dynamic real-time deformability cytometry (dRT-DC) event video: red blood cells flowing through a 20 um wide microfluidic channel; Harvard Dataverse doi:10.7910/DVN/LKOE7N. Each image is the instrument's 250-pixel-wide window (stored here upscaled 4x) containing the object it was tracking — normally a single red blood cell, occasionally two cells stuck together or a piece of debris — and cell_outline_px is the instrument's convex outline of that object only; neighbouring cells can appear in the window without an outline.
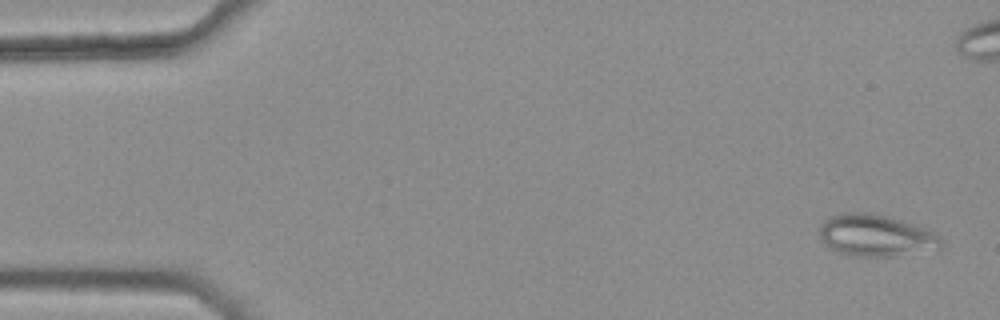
{"species": "common noctule bat (a hibernating species)", "species_latin": "Nyctalus noctula", "temperature_condition": "warm", "stored_images_in_passage": 5, "camera_frame_rate_fps": 3000, "um_per_image_px": 0.085, "animal": {"sex": "female", "body_mass_g": 25.1}, "frame": {"image": 1, "passage_image": 1, "time_ms": 0.0, "image_size_px": [1000, 320], "cell_outline_px": [[944, 244], [940, 248], [892, 256], [856, 256], [836, 252], [820, 240], [820, 224], [824, 220], [832, 216], [844, 212], [864, 212], [884, 216], [900, 220], [924, 228], [940, 236], [944, 240]], "centroid_in_image_um": [74.42, 20.02], "position_along_channel_um": 10.6, "area_um2": 29.36}}